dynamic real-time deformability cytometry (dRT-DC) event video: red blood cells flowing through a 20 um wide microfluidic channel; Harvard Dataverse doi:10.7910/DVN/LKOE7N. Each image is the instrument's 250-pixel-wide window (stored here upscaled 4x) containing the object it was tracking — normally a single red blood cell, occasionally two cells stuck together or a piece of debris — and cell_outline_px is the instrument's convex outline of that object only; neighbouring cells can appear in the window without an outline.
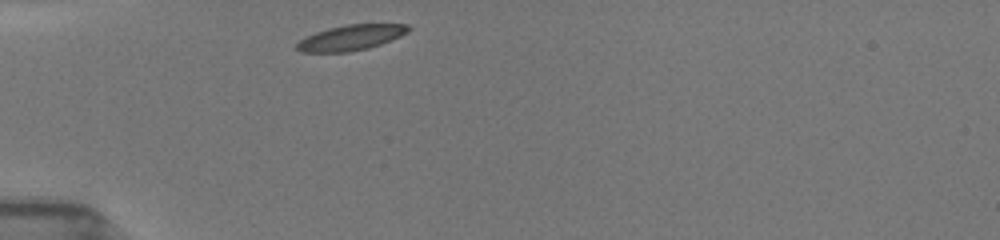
{"species": "common noctule bat (a hibernating species)", "species_latin": "Nyctalus noctula", "temperature_condition": "room temperature", "stored_images_in_passage": 44, "camera_frame_rate_fps": 3000, "um_per_image_px": 0.085, "animal": {"sex": "female", "body_mass_g": 19.5, "forearm_length_mm": 54.1}, "frame": {"image": 1, "passage_image": 1, "time_ms": 0.0, "image_size_px": [1000, 240], "cell_outline_px": [[412, 28], [408, 32], [400, 36], [380, 44], [368, 48], [348, 52], [300, 52], [296, 48], [296, 44], [304, 36], [328, 28], [348, 24], [408, 24]], "centroid_in_image_um": [29.81, 3.19], "position_along_channel_um": 55.2, "area_um2": 16.53}}
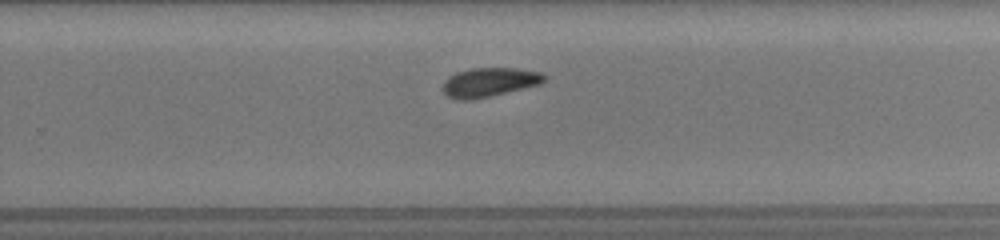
{"frame": {"image": 2, "passage_image": 22, "time_ms": 6.333, "image_size_px": [1000, 240], "cell_outline_px": [[548, 76], [540, 84], [488, 96], [464, 100], [456, 100], [448, 96], [444, 92], [444, 80], [456, 72], [472, 68], [516, 68], [540, 72]], "centroid_in_image_um": [41.6, 6.97], "position_along_channel_um": 288.2, "area_um2": 16.88}}
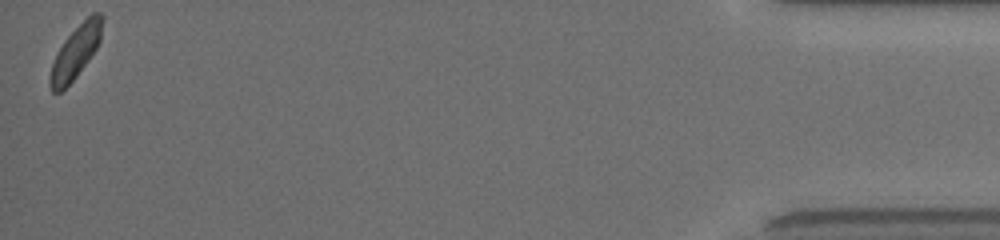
{"frame": {"image": 3, "passage_image": 44, "time_ms": 12.0, "image_size_px": [1000, 240], "cell_outline_px": [[104, 20], [100, 40], [96, 48], [88, 60], [76, 76], [60, 92], [52, 92], [48, 84], [48, 80], [52, 64], [64, 40], [92, 12], [100, 12], [104, 16]], "centroid_in_image_um": [6.44, 4.4], "position_along_channel_um": 428.8, "area_um2": 15.78}, "authors_computed_cell_mechanics": {"area_um2": 16.8776, "velocity_mm_per_s": 3.9065, "shape_relaxation_time_tau1_ms": 2.6131, "shape_relaxation_time_tau2_ms": 6.647, "deformation_change_tau1": 0.0967, "deformation_change_tau2": 0.0758}}